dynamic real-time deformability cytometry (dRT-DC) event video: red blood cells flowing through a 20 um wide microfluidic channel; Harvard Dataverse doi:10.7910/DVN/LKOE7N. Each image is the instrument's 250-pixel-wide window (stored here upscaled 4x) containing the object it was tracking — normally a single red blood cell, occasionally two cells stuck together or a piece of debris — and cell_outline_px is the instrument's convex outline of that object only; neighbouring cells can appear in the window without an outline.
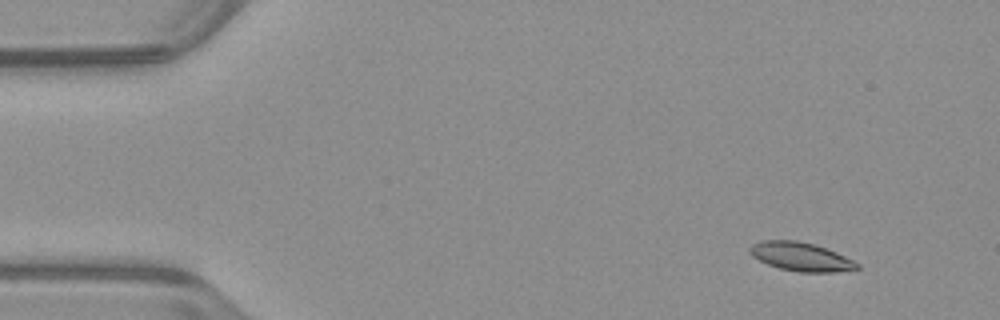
{"species": "common noctule bat (a hibernating species)", "species_latin": "Nyctalus noctula", "temperature_condition": "warm", "stored_images_in_passage": 52, "camera_frame_rate_fps": 3000, "um_per_image_px": 0.085, "animal": {"sex": "male", "body_mass_g": 23.1, "forearm_length_mm": 52.7}, "frame": {"image": 1, "passage_image": 5, "time_ms": 1.333, "image_size_px": [1000, 320], "cell_outline_px": [[860, 268], [836, 272], [800, 272], [780, 268], [768, 264], [752, 256], [748, 252], [748, 248], [752, 244], [760, 240], [796, 240], [816, 244], [836, 252], [860, 264]], "centroid_in_image_um": [68.05, 21.8], "position_along_channel_um": 16.9, "area_um2": 17.98}}
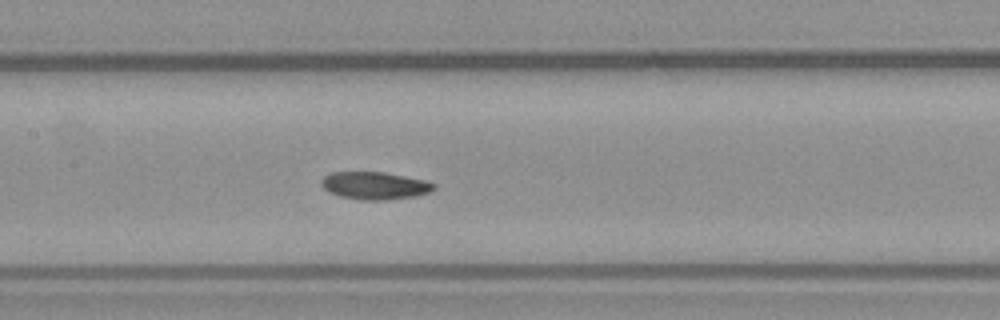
{"frame": {"image": 2, "passage_image": 25, "time_ms": 8.0, "image_size_px": [1000, 320], "cell_outline_px": [[436, 188], [432, 192], [416, 196], [384, 200], [360, 200], [340, 196], [328, 192], [320, 184], [320, 180], [324, 176], [332, 172], [384, 172], [424, 180], [436, 184]], "centroid_in_image_um": [31.86, 15.78], "position_along_channel_um": 175.5, "area_um2": 18.21}}
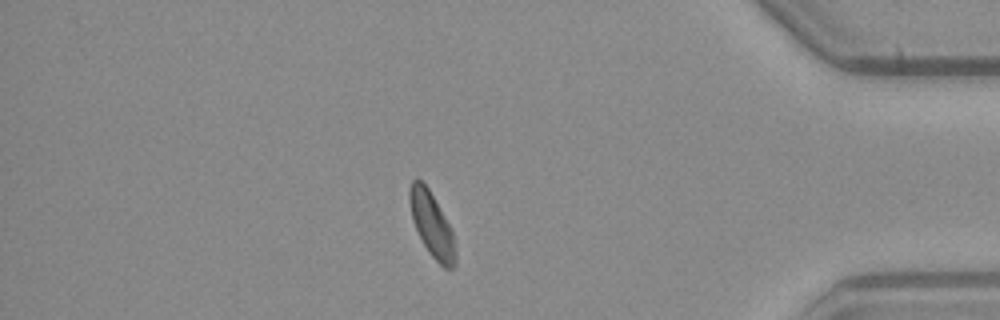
{"frame": {"image": 3, "passage_image": 45, "time_ms": 14.667, "image_size_px": [1000, 320], "cell_outline_px": [[456, 264], [452, 268], [444, 268], [428, 252], [412, 220], [408, 200], [408, 192], [412, 180], [416, 176], [428, 188], [444, 216], [452, 232], [456, 252]], "centroid_in_image_um": [36.68, 19.08], "position_along_channel_um": 398.5, "area_um2": 16.99}, "authors_computed_cell_mechanics": {"area_um2": 17.9758, "velocity_mm_per_s": 3.9369, "shape_relaxation_time_tau1_ms": 9.2184, "shape_relaxation_time_tau2_ms": null, "deformation_change_tau1": 0.1489, "deformation_change_tau2": null}}